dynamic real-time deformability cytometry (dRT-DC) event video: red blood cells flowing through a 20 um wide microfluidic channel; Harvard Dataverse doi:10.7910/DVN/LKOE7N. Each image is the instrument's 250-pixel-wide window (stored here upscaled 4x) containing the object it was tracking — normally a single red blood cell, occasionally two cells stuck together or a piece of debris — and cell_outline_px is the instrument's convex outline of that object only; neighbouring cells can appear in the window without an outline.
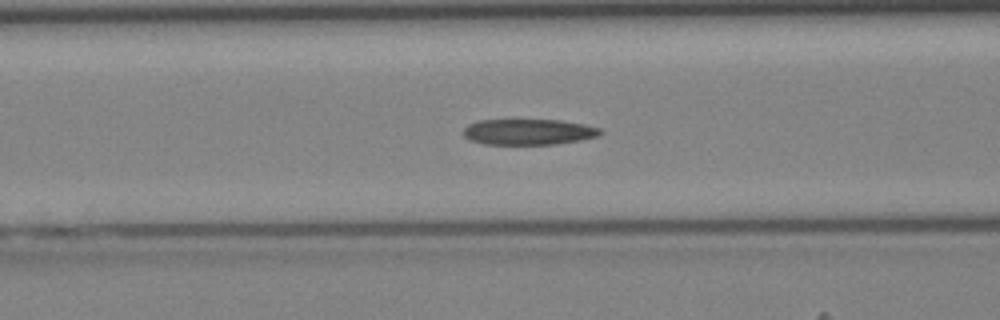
{"species": "Egyptian fruit bat (a non-hibernating species)", "species_latin": "Rousettus aegyptiacus", "temperature_condition": "cold", "stored_images_in_passage": 42, "camera_frame_rate_fps": 3000, "um_per_image_px": 0.085, "animal": {"sex": "female"}, "frame": {"image": 1, "passage_image": 17, "time_ms": 5.333, "image_size_px": [1000, 320], "cell_outline_px": [[604, 132], [596, 136], [580, 140], [552, 144], [484, 144], [468, 140], [464, 136], [464, 128], [468, 124], [476, 120], [560, 120], [584, 124], [600, 128]], "centroid_in_image_um": [44.89, 11.2], "position_along_channel_um": 121.7, "area_um2": 20.58}}
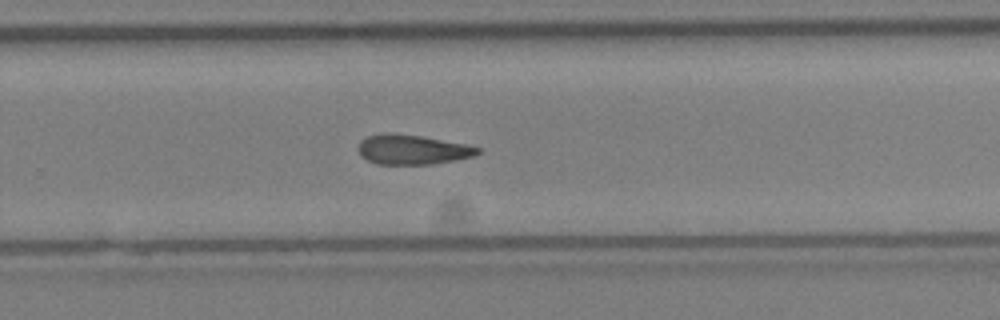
{"frame": {"image": 2, "passage_image": 28, "time_ms": 9.0, "image_size_px": [1000, 320], "cell_outline_px": [[480, 152], [472, 156], [452, 160], [428, 164], [380, 164], [368, 160], [360, 156], [356, 148], [360, 140], [368, 136], [380, 132], [392, 132], [420, 136], [464, 144], [480, 148]], "centroid_in_image_um": [34.94, 12.69], "position_along_channel_um": 294.9, "area_um2": 20.58}}
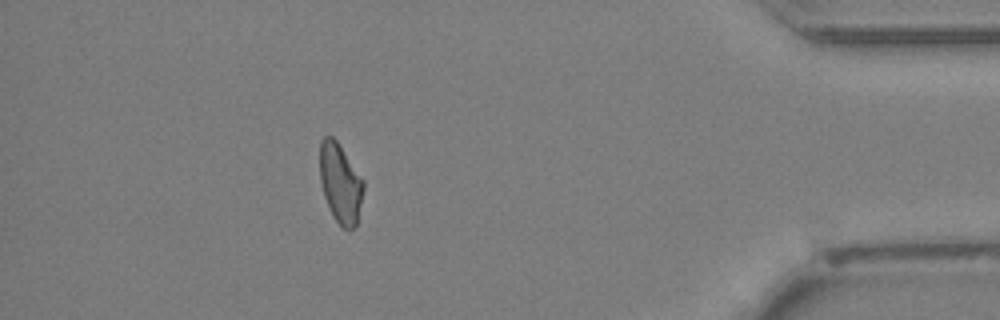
{"frame": {"image": 3, "passage_image": 38, "time_ms": 12.333, "image_size_px": [1000, 320], "cell_outline_px": [[364, 188], [356, 224], [348, 232], [332, 216], [328, 208], [324, 196], [320, 180], [320, 140], [324, 136], [332, 136], [336, 140], [364, 180]], "centroid_in_image_um": [28.92, 15.57], "position_along_channel_um": 406.3, "area_um2": 20.17}}